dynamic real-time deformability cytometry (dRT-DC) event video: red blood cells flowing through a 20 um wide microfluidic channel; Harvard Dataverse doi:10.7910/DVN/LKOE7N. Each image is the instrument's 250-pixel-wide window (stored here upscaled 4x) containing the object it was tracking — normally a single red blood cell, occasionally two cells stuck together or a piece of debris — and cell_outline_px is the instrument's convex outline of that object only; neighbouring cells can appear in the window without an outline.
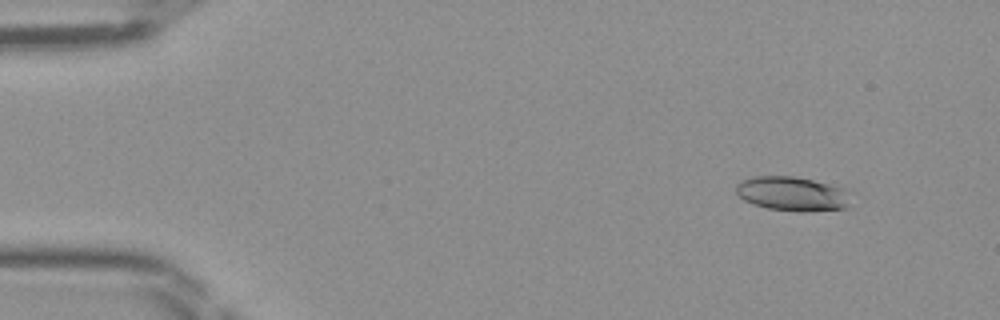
{"species": "Egyptian fruit bat (a non-hibernating species)", "species_latin": "Rousettus aegyptiacus", "temperature_condition": "room temperature", "stored_images_in_passage": 44, "camera_frame_rate_fps": 3000, "um_per_image_px": 0.085, "frame": {"image": 1, "passage_image": 2, "time_ms": 0.333, "image_size_px": [1000, 320], "cell_outline_px": [[848, 208], [808, 212], [800, 212], [768, 208], [752, 204], [744, 200], [736, 192], [736, 184], [740, 180], [756, 176], [792, 176], [812, 180], [828, 184], [840, 188], [848, 204]], "centroid_in_image_um": [67.23, 16.48], "position_along_channel_um": 17.8, "area_um2": 22.48}}
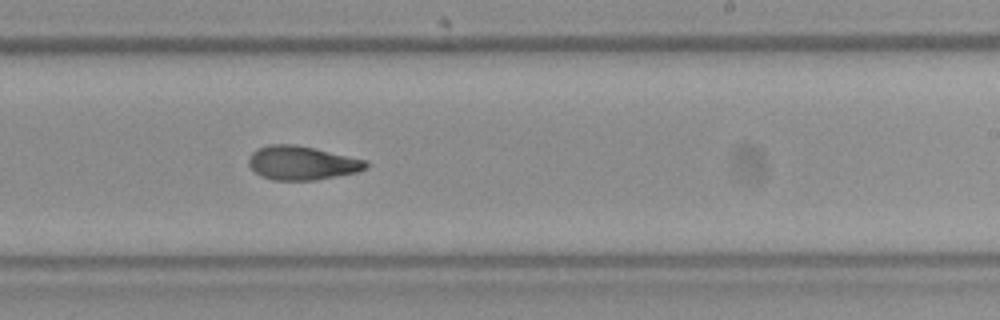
{"frame": {"image": 2, "passage_image": 26, "time_ms": 8.333, "image_size_px": [1000, 320], "cell_outline_px": [[368, 168], [356, 172], [316, 180], [272, 180], [260, 176], [248, 164], [248, 156], [256, 148], [268, 144], [292, 144], [312, 148], [368, 160]], "centroid_in_image_um": [25.64, 13.85], "position_along_channel_um": 263.4, "area_um2": 23.18}}
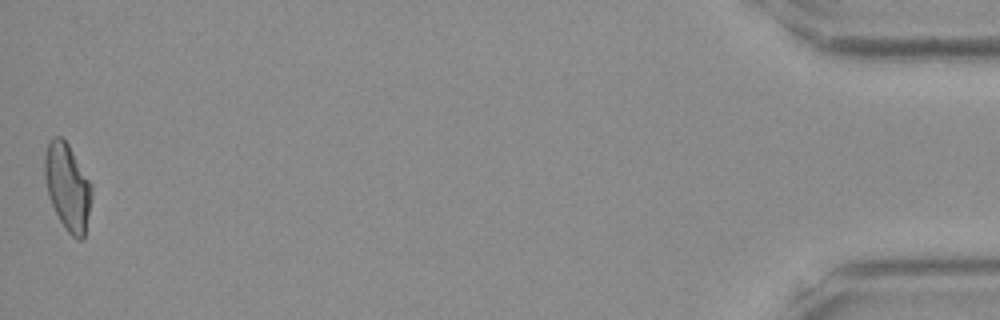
{"frame": {"image": 3, "passage_image": 44, "time_ms": 14.333, "image_size_px": [1000, 320], "cell_outline_px": [[92, 196], [84, 236], [80, 240], [76, 240], [68, 232], [60, 220], [52, 204], [48, 192], [44, 176], [44, 156], [48, 144], [52, 136], [60, 136], [68, 144], [92, 184]], "centroid_in_image_um": [5.75, 15.87], "position_along_channel_um": 429.5, "area_um2": 23.52}}